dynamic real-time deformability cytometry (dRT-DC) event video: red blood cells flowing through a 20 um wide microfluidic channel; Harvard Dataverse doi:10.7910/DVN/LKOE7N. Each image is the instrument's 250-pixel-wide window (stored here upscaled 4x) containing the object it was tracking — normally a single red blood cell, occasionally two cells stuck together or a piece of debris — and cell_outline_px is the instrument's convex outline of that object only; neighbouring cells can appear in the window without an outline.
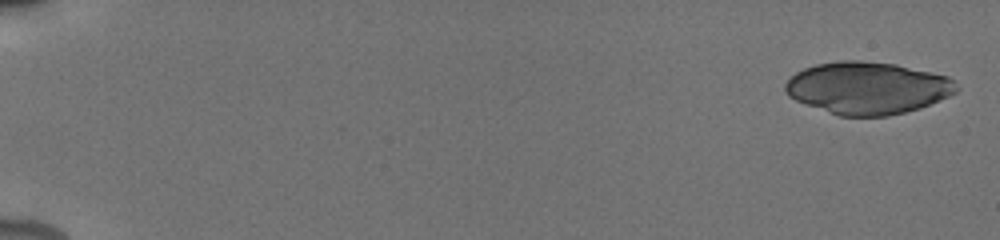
{"species": "human", "species_latin": "Homo sapiens", "temperature_condition": "cold", "stored_images_in_passage": 20, "camera_frame_rate_fps": 3000, "um_per_image_px": 0.085, "donor": {"sex": "male"}, "frame": {"image": 1, "passage_image": 1, "time_ms": 0.0, "image_size_px": [1000, 240], "cell_outline_px": [[960, 88], [956, 92], [948, 96], [920, 108], [888, 116], [840, 116], [796, 100], [788, 96], [784, 88], [784, 84], [796, 72], [804, 68], [816, 64], [840, 60], [860, 60], [896, 64], [948, 76]], "centroid_in_image_um": [73.74, 7.47], "position_along_channel_um": 11.3, "area_um2": 51.96}}
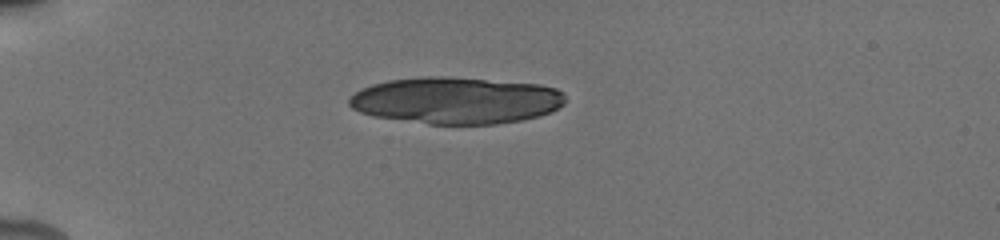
{"frame": {"image": 2, "passage_image": 11, "time_ms": 4.667, "image_size_px": [1000, 240], "cell_outline_px": [[564, 104], [552, 112], [540, 116], [520, 120], [496, 124], [428, 124], [372, 116], [360, 112], [352, 108], [348, 104], [348, 100], [360, 88], [372, 84], [388, 80], [424, 76], [444, 76], [540, 84], [556, 88], [564, 92]], "centroid_in_image_um": [38.76, 8.53], "position_along_channel_um": 46.2, "area_um2": 59.25}}